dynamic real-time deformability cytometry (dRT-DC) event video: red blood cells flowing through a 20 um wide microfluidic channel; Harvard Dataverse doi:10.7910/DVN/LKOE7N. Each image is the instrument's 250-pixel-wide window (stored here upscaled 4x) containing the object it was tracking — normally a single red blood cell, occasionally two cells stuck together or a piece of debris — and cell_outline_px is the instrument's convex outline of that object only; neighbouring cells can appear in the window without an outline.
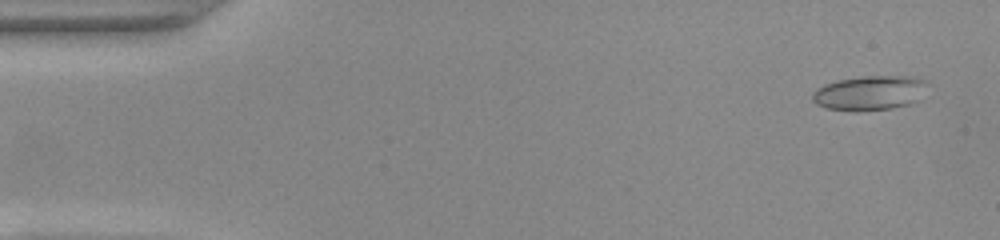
{"species": "common noctule bat (a hibernating species)", "species_latin": "Nyctalus noctula", "temperature_condition": "warm", "stored_images_in_passage": 52, "camera_frame_rate_fps": 3000, "um_per_image_px": 0.085, "animal": {"sex": "female", "body_mass_g": 22.0, "forearm_length_mm": 56.7}, "frame": {"image": 1, "passage_image": 3, "time_ms": 0.667, "image_size_px": [1000, 240], "cell_outline_px": [[928, 84], [920, 100], [912, 104], [892, 108], [856, 112], [828, 108], [816, 104], [812, 100], [812, 92], [816, 88], [824, 84], [836, 80], [860, 76], [916, 76], [928, 80]], "centroid_in_image_um": [73.96, 7.89], "position_along_channel_um": 11.0, "area_um2": 23.81}}
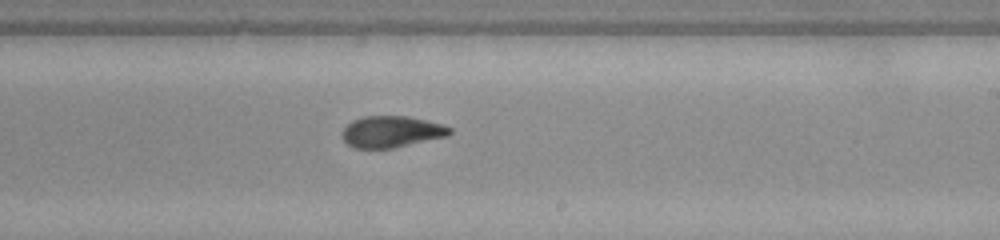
{"frame": {"image": 2, "passage_image": 31, "time_ms": 10.0, "image_size_px": [1000, 240], "cell_outline_px": [[452, 132], [448, 136], [392, 148], [356, 148], [348, 144], [340, 136], [340, 132], [352, 120], [364, 116], [408, 116], [440, 124], [452, 128]], "centroid_in_image_um": [33.24, 11.19], "position_along_channel_um": 255.8, "area_um2": 19.65}}
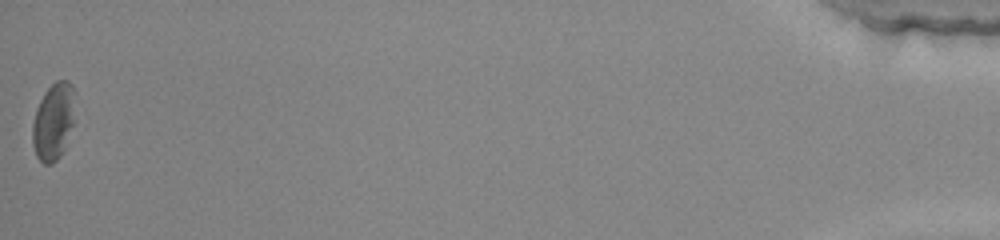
{"frame": {"image": 3, "passage_image": 52, "time_ms": 17.0, "image_size_px": [1000, 240], "cell_outline_px": [[76, 120], [64, 148], [60, 156], [52, 164], [44, 164], [36, 156], [32, 144], [32, 124], [36, 108], [44, 92], [56, 80], [68, 80], [72, 84], [76, 92]], "centroid_in_image_um": [4.59, 10.28], "position_along_channel_um": 430.6, "area_um2": 19.88}, "authors_computed_cell_mechanics": {"area_um2": 20.3456, "velocity_mm_per_s": 3.9395, "shape_relaxation_time_tau1_ms": 9.1507, "shape_relaxation_time_tau2_ms": 3.9007, "deformation_change_tau1": 0.2126, "deformation_change_tau2": 0.1088}}